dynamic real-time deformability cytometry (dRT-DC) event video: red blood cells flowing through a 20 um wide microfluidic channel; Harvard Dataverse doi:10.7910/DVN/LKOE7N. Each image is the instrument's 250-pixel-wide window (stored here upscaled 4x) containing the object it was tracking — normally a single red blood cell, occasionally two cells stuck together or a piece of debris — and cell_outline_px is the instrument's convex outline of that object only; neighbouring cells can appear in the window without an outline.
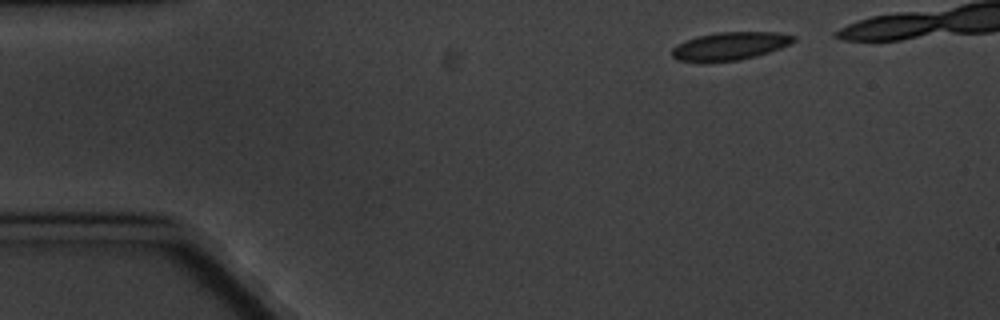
{"species": "common noctule bat (a hibernating species)", "species_latin": "Nyctalus noctula", "temperature_condition": "cold", "stored_images_in_passage": 4, "camera_frame_rate_fps": 3000, "um_per_image_px": 0.085, "animal": {"sex": "male", "body_mass_g": 20.1, "forearm_length_mm": 53.5}, "frame": {"image": 1, "passage_image": 1, "time_ms": 0.0, "image_size_px": [1000, 320], "cell_outline_px": [[796, 40], [792, 44], [756, 56], [740, 60], [704, 64], [676, 60], [672, 56], [672, 48], [676, 44], [696, 36], [720, 32], [780, 32], [796, 36]], "centroid_in_image_um": [62.01, 3.94], "position_along_channel_um": 23.0, "area_um2": 20.46}}